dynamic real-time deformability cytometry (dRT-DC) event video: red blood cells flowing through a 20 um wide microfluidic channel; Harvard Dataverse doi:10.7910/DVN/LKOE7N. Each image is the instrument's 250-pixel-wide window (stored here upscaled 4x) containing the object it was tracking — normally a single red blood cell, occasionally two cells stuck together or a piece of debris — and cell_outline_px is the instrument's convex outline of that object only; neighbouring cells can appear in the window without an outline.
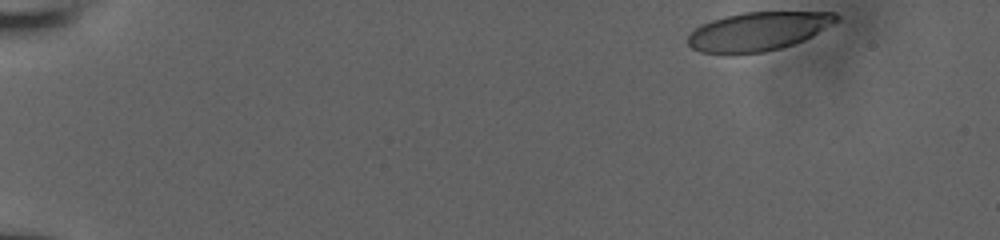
{"species": "human", "species_latin": "Homo sapiens", "temperature_condition": "room temperature", "stored_images_in_passage": 5, "camera_frame_rate_fps": 3000, "um_per_image_px": 0.085, "donor": {"sex": "male"}, "frame": {"image": 1, "passage_image": 1, "time_ms": 0.0, "image_size_px": [1000, 240], "cell_outline_px": [[840, 20], [812, 36], [804, 40], [780, 48], [764, 52], [700, 52], [692, 48], [688, 44], [688, 36], [700, 24], [724, 16], [744, 12], [836, 12], [840, 16]], "centroid_in_image_um": [64.48, 2.63], "position_along_channel_um": 20.5, "area_um2": 33.06}}
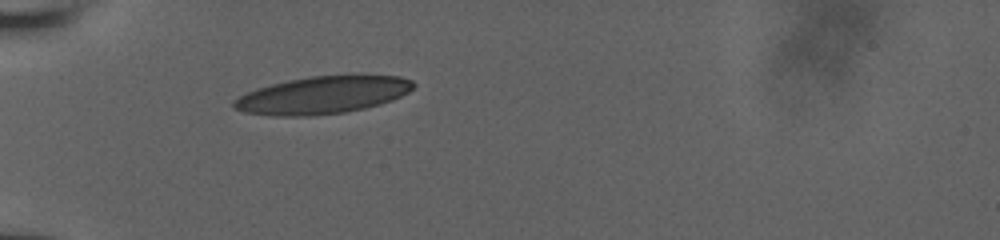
{"frame": {"image": 2, "passage_image": 5, "time_ms": 4.333, "image_size_px": [1000, 240], "cell_outline_px": [[416, 84], [408, 92], [392, 100], [380, 104], [364, 108], [344, 112], [308, 116], [276, 116], [244, 112], [232, 108], [232, 100], [244, 92], [256, 88], [288, 80], [312, 76], [400, 76], [412, 80]], "centroid_in_image_um": [27.36, 8.09], "position_along_channel_um": 57.6, "area_um2": 39.02}}